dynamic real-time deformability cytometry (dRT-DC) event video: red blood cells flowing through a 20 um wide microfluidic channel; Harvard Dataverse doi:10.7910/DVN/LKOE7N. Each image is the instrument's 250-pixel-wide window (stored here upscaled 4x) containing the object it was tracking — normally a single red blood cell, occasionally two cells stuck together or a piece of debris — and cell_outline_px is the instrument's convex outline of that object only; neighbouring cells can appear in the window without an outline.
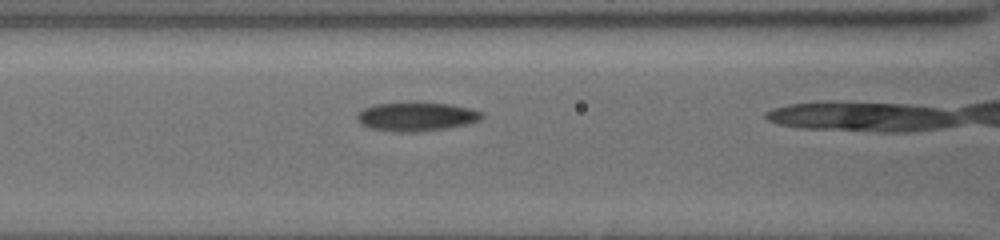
{"species": "common noctule bat (a hibernating species)", "species_latin": "Nyctalus noctula", "temperature_condition": "cold", "stored_images_in_passage": 25, "camera_frame_rate_fps": 3000, "um_per_image_px": 0.085, "animal": {"sex": "female", "body_mass_g": 19.5, "forearm_length_mm": 54.1}, "frame": {"image": 1, "passage_image": 24, "time_ms": 6.0, "image_size_px": [1000, 240], "cell_outline_px": [[484, 116], [480, 120], [468, 124], [448, 128], [420, 132], [396, 132], [368, 128], [360, 124], [356, 120], [356, 116], [364, 108], [376, 104], [452, 104], [472, 108], [484, 112]], "centroid_in_image_um": [35.43, 9.95], "position_along_channel_um": 131.2, "area_um2": 20.87}}